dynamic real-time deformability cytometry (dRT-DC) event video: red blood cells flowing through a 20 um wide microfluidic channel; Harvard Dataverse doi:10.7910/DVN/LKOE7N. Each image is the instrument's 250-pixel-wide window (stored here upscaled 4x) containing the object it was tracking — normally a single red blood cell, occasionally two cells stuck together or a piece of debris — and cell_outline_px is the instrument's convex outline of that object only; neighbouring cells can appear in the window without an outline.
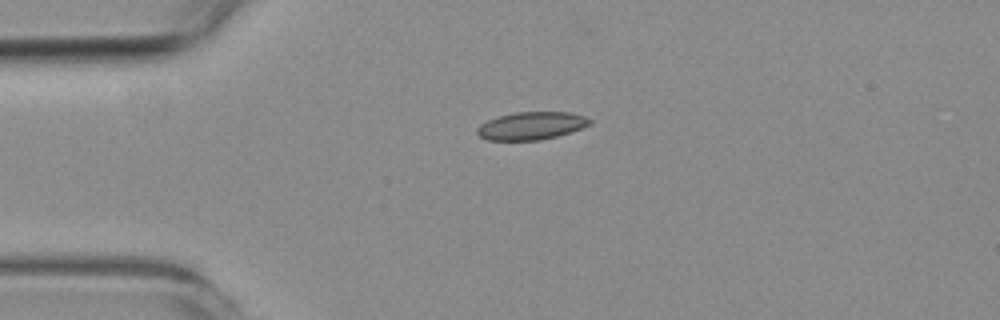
{"species": "common noctule bat (a hibernating species)", "species_latin": "Nyctalus noctula", "temperature_condition": "room temperature", "stored_images_in_passage": 43, "camera_frame_rate_fps": 3000, "um_per_image_px": 0.085, "animal": {"sex": "female", "body_mass_g": 19.3, "forearm_length_mm": 54.1}, "frame": {"image": 1, "passage_image": 1, "time_ms": 0.0, "image_size_px": [1000, 320], "cell_outline_px": [[592, 124], [572, 132], [540, 140], [488, 140], [480, 136], [476, 132], [476, 128], [480, 124], [488, 120], [500, 116], [516, 112], [568, 112], [584, 116], [592, 120]], "centroid_in_image_um": [45.18, 10.69], "position_along_channel_um": 39.8, "area_um2": 18.21}}
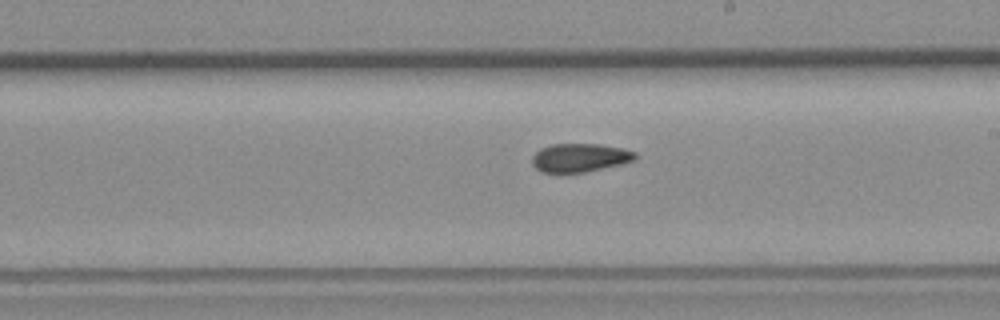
{"frame": {"image": 2, "passage_image": 19, "time_ms": 6.0, "image_size_px": [1000, 320], "cell_outline_px": [[636, 160], [624, 164], [584, 172], [540, 172], [532, 164], [532, 156], [540, 148], [552, 144], [596, 144], [620, 148], [636, 152]], "centroid_in_image_um": [49.29, 13.41], "position_along_channel_um": 239.7, "area_um2": 17.11}}
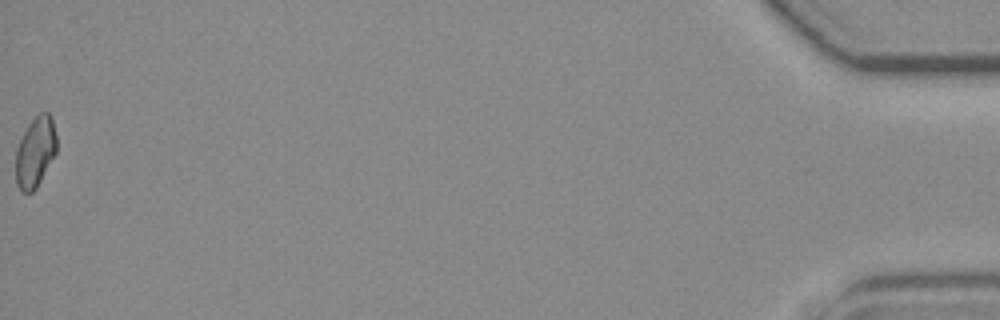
{"frame": {"image": 3, "passage_image": 43, "time_ms": 14.0, "image_size_px": [1000, 320], "cell_outline_px": [[56, 152], [36, 188], [32, 192], [20, 192], [16, 184], [16, 148], [28, 124], [40, 112], [48, 112], [52, 116], [56, 136]], "centroid_in_image_um": [2.99, 12.92], "position_along_channel_um": 432.2, "area_um2": 16.7}, "authors_computed_cell_mechanics": {"area_um2": 17.3978, "velocity_mm_per_s": 3.7632, "shape_relaxation_time_tau1_ms": null, "shape_relaxation_time_tau2_ms": 1.9063, "deformation_change_tau1": null, "deformation_change_tau2": 0.0749}}